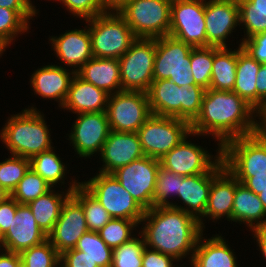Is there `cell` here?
Instances as JSON below:
<instances>
[{
    "label": "cell",
    "instance_id": "cell-1",
    "mask_svg": "<svg viewBox=\"0 0 266 267\" xmlns=\"http://www.w3.org/2000/svg\"><path fill=\"white\" fill-rule=\"evenodd\" d=\"M255 113L258 117V112L235 92L207 89L200 114L190 124L191 132L194 136L210 134L218 139V147H222L231 139L261 130V123L254 119Z\"/></svg>",
    "mask_w": 266,
    "mask_h": 267
},
{
    "label": "cell",
    "instance_id": "cell-2",
    "mask_svg": "<svg viewBox=\"0 0 266 267\" xmlns=\"http://www.w3.org/2000/svg\"><path fill=\"white\" fill-rule=\"evenodd\" d=\"M143 237L145 246L174 257L177 261L191 252V259L203 230L197 218L183 210L152 207L144 212ZM147 223V224H146Z\"/></svg>",
    "mask_w": 266,
    "mask_h": 267
},
{
    "label": "cell",
    "instance_id": "cell-3",
    "mask_svg": "<svg viewBox=\"0 0 266 267\" xmlns=\"http://www.w3.org/2000/svg\"><path fill=\"white\" fill-rule=\"evenodd\" d=\"M42 115L36 108L31 107L7 120L1 130L0 139L11 155L31 159L54 148L51 146V135Z\"/></svg>",
    "mask_w": 266,
    "mask_h": 267
},
{
    "label": "cell",
    "instance_id": "cell-4",
    "mask_svg": "<svg viewBox=\"0 0 266 267\" xmlns=\"http://www.w3.org/2000/svg\"><path fill=\"white\" fill-rule=\"evenodd\" d=\"M205 91L199 85L179 87L169 79H161L153 81L146 93L152 114L191 124L200 114Z\"/></svg>",
    "mask_w": 266,
    "mask_h": 267
},
{
    "label": "cell",
    "instance_id": "cell-5",
    "mask_svg": "<svg viewBox=\"0 0 266 267\" xmlns=\"http://www.w3.org/2000/svg\"><path fill=\"white\" fill-rule=\"evenodd\" d=\"M85 21L90 23L88 28L93 57L119 59L137 39L117 11H107Z\"/></svg>",
    "mask_w": 266,
    "mask_h": 267
},
{
    "label": "cell",
    "instance_id": "cell-6",
    "mask_svg": "<svg viewBox=\"0 0 266 267\" xmlns=\"http://www.w3.org/2000/svg\"><path fill=\"white\" fill-rule=\"evenodd\" d=\"M222 159L234 177L266 174V133L260 130L227 141L222 146Z\"/></svg>",
    "mask_w": 266,
    "mask_h": 267
},
{
    "label": "cell",
    "instance_id": "cell-7",
    "mask_svg": "<svg viewBox=\"0 0 266 267\" xmlns=\"http://www.w3.org/2000/svg\"><path fill=\"white\" fill-rule=\"evenodd\" d=\"M171 0H128L117 12L137 38H160L169 34Z\"/></svg>",
    "mask_w": 266,
    "mask_h": 267
},
{
    "label": "cell",
    "instance_id": "cell-8",
    "mask_svg": "<svg viewBox=\"0 0 266 267\" xmlns=\"http://www.w3.org/2000/svg\"><path fill=\"white\" fill-rule=\"evenodd\" d=\"M192 49L193 46L169 35L156 38L153 81L169 79L179 87L195 85L190 71Z\"/></svg>",
    "mask_w": 266,
    "mask_h": 267
},
{
    "label": "cell",
    "instance_id": "cell-9",
    "mask_svg": "<svg viewBox=\"0 0 266 267\" xmlns=\"http://www.w3.org/2000/svg\"><path fill=\"white\" fill-rule=\"evenodd\" d=\"M137 134L144 155L160 160L192 132L186 120L152 114Z\"/></svg>",
    "mask_w": 266,
    "mask_h": 267
},
{
    "label": "cell",
    "instance_id": "cell-10",
    "mask_svg": "<svg viewBox=\"0 0 266 267\" xmlns=\"http://www.w3.org/2000/svg\"><path fill=\"white\" fill-rule=\"evenodd\" d=\"M80 184L99 201L112 218L141 223L145 210L113 174L99 172L89 181Z\"/></svg>",
    "mask_w": 266,
    "mask_h": 267
},
{
    "label": "cell",
    "instance_id": "cell-11",
    "mask_svg": "<svg viewBox=\"0 0 266 267\" xmlns=\"http://www.w3.org/2000/svg\"><path fill=\"white\" fill-rule=\"evenodd\" d=\"M155 38H137L119 58L122 91L147 92L153 82Z\"/></svg>",
    "mask_w": 266,
    "mask_h": 267
},
{
    "label": "cell",
    "instance_id": "cell-12",
    "mask_svg": "<svg viewBox=\"0 0 266 267\" xmlns=\"http://www.w3.org/2000/svg\"><path fill=\"white\" fill-rule=\"evenodd\" d=\"M106 114L112 131L137 132L152 115L147 93L121 91L109 95Z\"/></svg>",
    "mask_w": 266,
    "mask_h": 267
},
{
    "label": "cell",
    "instance_id": "cell-13",
    "mask_svg": "<svg viewBox=\"0 0 266 267\" xmlns=\"http://www.w3.org/2000/svg\"><path fill=\"white\" fill-rule=\"evenodd\" d=\"M205 28V0L172 1L169 36L193 47H207Z\"/></svg>",
    "mask_w": 266,
    "mask_h": 267
},
{
    "label": "cell",
    "instance_id": "cell-14",
    "mask_svg": "<svg viewBox=\"0 0 266 267\" xmlns=\"http://www.w3.org/2000/svg\"><path fill=\"white\" fill-rule=\"evenodd\" d=\"M159 168L158 159L143 156L112 174L146 211L153 207V194Z\"/></svg>",
    "mask_w": 266,
    "mask_h": 267
},
{
    "label": "cell",
    "instance_id": "cell-15",
    "mask_svg": "<svg viewBox=\"0 0 266 267\" xmlns=\"http://www.w3.org/2000/svg\"><path fill=\"white\" fill-rule=\"evenodd\" d=\"M186 139L187 137L159 160L160 167L180 176H193L208 173L222 159V147L218 148L212 161L213 156L204 148Z\"/></svg>",
    "mask_w": 266,
    "mask_h": 267
},
{
    "label": "cell",
    "instance_id": "cell-16",
    "mask_svg": "<svg viewBox=\"0 0 266 267\" xmlns=\"http://www.w3.org/2000/svg\"><path fill=\"white\" fill-rule=\"evenodd\" d=\"M69 134L72 146L80 157H90L102 150L111 131L106 112L80 113Z\"/></svg>",
    "mask_w": 266,
    "mask_h": 267
},
{
    "label": "cell",
    "instance_id": "cell-17",
    "mask_svg": "<svg viewBox=\"0 0 266 267\" xmlns=\"http://www.w3.org/2000/svg\"><path fill=\"white\" fill-rule=\"evenodd\" d=\"M86 218L81 204L70 195L64 202L60 217L47 239L59 254L76 247L79 238L88 232Z\"/></svg>",
    "mask_w": 266,
    "mask_h": 267
},
{
    "label": "cell",
    "instance_id": "cell-18",
    "mask_svg": "<svg viewBox=\"0 0 266 267\" xmlns=\"http://www.w3.org/2000/svg\"><path fill=\"white\" fill-rule=\"evenodd\" d=\"M225 168L223 159H221L208 173L197 174L193 176H183L180 182L178 197L184 204L178 206L171 204L170 207L183 210L184 212L197 218L203 229V221L201 217L207 207L209 191L212 185V180ZM187 205V206H186ZM186 206V207H185Z\"/></svg>",
    "mask_w": 266,
    "mask_h": 267
},
{
    "label": "cell",
    "instance_id": "cell-19",
    "mask_svg": "<svg viewBox=\"0 0 266 267\" xmlns=\"http://www.w3.org/2000/svg\"><path fill=\"white\" fill-rule=\"evenodd\" d=\"M239 24L237 0H205L207 46L227 47L225 39Z\"/></svg>",
    "mask_w": 266,
    "mask_h": 267
},
{
    "label": "cell",
    "instance_id": "cell-20",
    "mask_svg": "<svg viewBox=\"0 0 266 267\" xmlns=\"http://www.w3.org/2000/svg\"><path fill=\"white\" fill-rule=\"evenodd\" d=\"M47 235L38 226L27 204H19L9 229L3 235L4 251L20 253L25 249L41 244Z\"/></svg>",
    "mask_w": 266,
    "mask_h": 267
},
{
    "label": "cell",
    "instance_id": "cell-21",
    "mask_svg": "<svg viewBox=\"0 0 266 267\" xmlns=\"http://www.w3.org/2000/svg\"><path fill=\"white\" fill-rule=\"evenodd\" d=\"M104 163L99 172L112 174L144 155L137 132L110 131L99 153Z\"/></svg>",
    "mask_w": 266,
    "mask_h": 267
},
{
    "label": "cell",
    "instance_id": "cell-22",
    "mask_svg": "<svg viewBox=\"0 0 266 267\" xmlns=\"http://www.w3.org/2000/svg\"><path fill=\"white\" fill-rule=\"evenodd\" d=\"M85 27L86 29H75L65 32L59 37L52 36L50 38L57 57H59L62 63L67 64V66L74 67V71H78V69L93 57L89 28L87 29V26ZM76 67L77 69H75Z\"/></svg>",
    "mask_w": 266,
    "mask_h": 267
},
{
    "label": "cell",
    "instance_id": "cell-23",
    "mask_svg": "<svg viewBox=\"0 0 266 267\" xmlns=\"http://www.w3.org/2000/svg\"><path fill=\"white\" fill-rule=\"evenodd\" d=\"M67 71L62 66L52 64L37 69L30 80L36 95L59 100V107H62L67 98L72 78L76 74L73 69L70 73Z\"/></svg>",
    "mask_w": 266,
    "mask_h": 267
},
{
    "label": "cell",
    "instance_id": "cell-24",
    "mask_svg": "<svg viewBox=\"0 0 266 267\" xmlns=\"http://www.w3.org/2000/svg\"><path fill=\"white\" fill-rule=\"evenodd\" d=\"M108 97L109 94L104 90L75 74L62 108L69 109L75 114L106 112Z\"/></svg>",
    "mask_w": 266,
    "mask_h": 267
},
{
    "label": "cell",
    "instance_id": "cell-25",
    "mask_svg": "<svg viewBox=\"0 0 266 267\" xmlns=\"http://www.w3.org/2000/svg\"><path fill=\"white\" fill-rule=\"evenodd\" d=\"M76 74L109 95L122 91L119 59L92 57Z\"/></svg>",
    "mask_w": 266,
    "mask_h": 267
},
{
    "label": "cell",
    "instance_id": "cell-26",
    "mask_svg": "<svg viewBox=\"0 0 266 267\" xmlns=\"http://www.w3.org/2000/svg\"><path fill=\"white\" fill-rule=\"evenodd\" d=\"M236 188V178L225 167L213 180L208 203L202 218L220 219L226 216L232 221V207Z\"/></svg>",
    "mask_w": 266,
    "mask_h": 267
},
{
    "label": "cell",
    "instance_id": "cell-27",
    "mask_svg": "<svg viewBox=\"0 0 266 267\" xmlns=\"http://www.w3.org/2000/svg\"><path fill=\"white\" fill-rule=\"evenodd\" d=\"M235 259L233 250L221 236L203 239L201 235L190 261L192 267H238Z\"/></svg>",
    "mask_w": 266,
    "mask_h": 267
},
{
    "label": "cell",
    "instance_id": "cell-28",
    "mask_svg": "<svg viewBox=\"0 0 266 267\" xmlns=\"http://www.w3.org/2000/svg\"><path fill=\"white\" fill-rule=\"evenodd\" d=\"M264 217H266V211L259 196L236 179L232 221L245 222L251 230H254L266 224Z\"/></svg>",
    "mask_w": 266,
    "mask_h": 267
},
{
    "label": "cell",
    "instance_id": "cell-29",
    "mask_svg": "<svg viewBox=\"0 0 266 267\" xmlns=\"http://www.w3.org/2000/svg\"><path fill=\"white\" fill-rule=\"evenodd\" d=\"M80 184V182L71 183L70 188L65 194L55 193L53 188L37 199L29 202L27 205L34 215L38 226L48 235L60 217L61 209L64 202L72 194V191ZM64 197H63V196Z\"/></svg>",
    "mask_w": 266,
    "mask_h": 267
},
{
    "label": "cell",
    "instance_id": "cell-30",
    "mask_svg": "<svg viewBox=\"0 0 266 267\" xmlns=\"http://www.w3.org/2000/svg\"><path fill=\"white\" fill-rule=\"evenodd\" d=\"M261 64L239 45L233 92L256 110V80Z\"/></svg>",
    "mask_w": 266,
    "mask_h": 267
},
{
    "label": "cell",
    "instance_id": "cell-31",
    "mask_svg": "<svg viewBox=\"0 0 266 267\" xmlns=\"http://www.w3.org/2000/svg\"><path fill=\"white\" fill-rule=\"evenodd\" d=\"M238 50L213 46V64L210 88L218 91H233L236 80Z\"/></svg>",
    "mask_w": 266,
    "mask_h": 267
},
{
    "label": "cell",
    "instance_id": "cell-32",
    "mask_svg": "<svg viewBox=\"0 0 266 267\" xmlns=\"http://www.w3.org/2000/svg\"><path fill=\"white\" fill-rule=\"evenodd\" d=\"M82 206L89 231L98 232L112 217L81 184L71 194Z\"/></svg>",
    "mask_w": 266,
    "mask_h": 267
},
{
    "label": "cell",
    "instance_id": "cell-33",
    "mask_svg": "<svg viewBox=\"0 0 266 267\" xmlns=\"http://www.w3.org/2000/svg\"><path fill=\"white\" fill-rule=\"evenodd\" d=\"M240 25H244L246 38L266 31V0H237Z\"/></svg>",
    "mask_w": 266,
    "mask_h": 267
},
{
    "label": "cell",
    "instance_id": "cell-34",
    "mask_svg": "<svg viewBox=\"0 0 266 267\" xmlns=\"http://www.w3.org/2000/svg\"><path fill=\"white\" fill-rule=\"evenodd\" d=\"M53 149L41 152L30 159V167L52 187L65 177L66 166Z\"/></svg>",
    "mask_w": 266,
    "mask_h": 267
},
{
    "label": "cell",
    "instance_id": "cell-35",
    "mask_svg": "<svg viewBox=\"0 0 266 267\" xmlns=\"http://www.w3.org/2000/svg\"><path fill=\"white\" fill-rule=\"evenodd\" d=\"M36 14L35 11H14L0 7V40L9 46L19 33L27 32L28 20Z\"/></svg>",
    "mask_w": 266,
    "mask_h": 267
},
{
    "label": "cell",
    "instance_id": "cell-36",
    "mask_svg": "<svg viewBox=\"0 0 266 267\" xmlns=\"http://www.w3.org/2000/svg\"><path fill=\"white\" fill-rule=\"evenodd\" d=\"M75 249L85 252L98 267H111L113 249H111L100 237L98 232L88 231L83 234Z\"/></svg>",
    "mask_w": 266,
    "mask_h": 267
},
{
    "label": "cell",
    "instance_id": "cell-37",
    "mask_svg": "<svg viewBox=\"0 0 266 267\" xmlns=\"http://www.w3.org/2000/svg\"><path fill=\"white\" fill-rule=\"evenodd\" d=\"M52 188L49 183L30 167L25 176L19 181L15 190L11 193V196L19 204H28Z\"/></svg>",
    "mask_w": 266,
    "mask_h": 267
},
{
    "label": "cell",
    "instance_id": "cell-38",
    "mask_svg": "<svg viewBox=\"0 0 266 267\" xmlns=\"http://www.w3.org/2000/svg\"><path fill=\"white\" fill-rule=\"evenodd\" d=\"M213 64V46L193 47L190 53L191 73L195 85L210 88Z\"/></svg>",
    "mask_w": 266,
    "mask_h": 267
},
{
    "label": "cell",
    "instance_id": "cell-39",
    "mask_svg": "<svg viewBox=\"0 0 266 267\" xmlns=\"http://www.w3.org/2000/svg\"><path fill=\"white\" fill-rule=\"evenodd\" d=\"M137 226L138 223L133 220L112 218L98 233L111 249H115L134 238L131 231Z\"/></svg>",
    "mask_w": 266,
    "mask_h": 267
},
{
    "label": "cell",
    "instance_id": "cell-40",
    "mask_svg": "<svg viewBox=\"0 0 266 267\" xmlns=\"http://www.w3.org/2000/svg\"><path fill=\"white\" fill-rule=\"evenodd\" d=\"M19 255L27 267H58L61 265L60 254L48 239L39 245L23 250Z\"/></svg>",
    "mask_w": 266,
    "mask_h": 267
},
{
    "label": "cell",
    "instance_id": "cell-41",
    "mask_svg": "<svg viewBox=\"0 0 266 267\" xmlns=\"http://www.w3.org/2000/svg\"><path fill=\"white\" fill-rule=\"evenodd\" d=\"M182 180L183 176L160 167L157 172L153 194V207L171 206L172 202H169L167 198L171 195L177 196L178 198V191Z\"/></svg>",
    "mask_w": 266,
    "mask_h": 267
},
{
    "label": "cell",
    "instance_id": "cell-42",
    "mask_svg": "<svg viewBox=\"0 0 266 267\" xmlns=\"http://www.w3.org/2000/svg\"><path fill=\"white\" fill-rule=\"evenodd\" d=\"M30 168V159L12 155L0 162V185L10 194Z\"/></svg>",
    "mask_w": 266,
    "mask_h": 267
},
{
    "label": "cell",
    "instance_id": "cell-43",
    "mask_svg": "<svg viewBox=\"0 0 266 267\" xmlns=\"http://www.w3.org/2000/svg\"><path fill=\"white\" fill-rule=\"evenodd\" d=\"M144 239L134 237L130 241L113 249L111 267H142Z\"/></svg>",
    "mask_w": 266,
    "mask_h": 267
},
{
    "label": "cell",
    "instance_id": "cell-44",
    "mask_svg": "<svg viewBox=\"0 0 266 267\" xmlns=\"http://www.w3.org/2000/svg\"><path fill=\"white\" fill-rule=\"evenodd\" d=\"M74 15L84 20L107 12L99 0H58Z\"/></svg>",
    "mask_w": 266,
    "mask_h": 267
},
{
    "label": "cell",
    "instance_id": "cell-45",
    "mask_svg": "<svg viewBox=\"0 0 266 267\" xmlns=\"http://www.w3.org/2000/svg\"><path fill=\"white\" fill-rule=\"evenodd\" d=\"M240 45L244 51L260 64L266 63V31L244 39Z\"/></svg>",
    "mask_w": 266,
    "mask_h": 267
},
{
    "label": "cell",
    "instance_id": "cell-46",
    "mask_svg": "<svg viewBox=\"0 0 266 267\" xmlns=\"http://www.w3.org/2000/svg\"><path fill=\"white\" fill-rule=\"evenodd\" d=\"M60 262H64L59 267H98L93 260L75 248L64 251L60 254Z\"/></svg>",
    "mask_w": 266,
    "mask_h": 267
},
{
    "label": "cell",
    "instance_id": "cell-47",
    "mask_svg": "<svg viewBox=\"0 0 266 267\" xmlns=\"http://www.w3.org/2000/svg\"><path fill=\"white\" fill-rule=\"evenodd\" d=\"M176 259L170 255L149 249L145 246L142 256V267H174Z\"/></svg>",
    "mask_w": 266,
    "mask_h": 267
},
{
    "label": "cell",
    "instance_id": "cell-48",
    "mask_svg": "<svg viewBox=\"0 0 266 267\" xmlns=\"http://www.w3.org/2000/svg\"><path fill=\"white\" fill-rule=\"evenodd\" d=\"M18 205L19 203L12 196L0 203V233L2 236L9 229Z\"/></svg>",
    "mask_w": 266,
    "mask_h": 267
},
{
    "label": "cell",
    "instance_id": "cell-49",
    "mask_svg": "<svg viewBox=\"0 0 266 267\" xmlns=\"http://www.w3.org/2000/svg\"><path fill=\"white\" fill-rule=\"evenodd\" d=\"M266 105V63L261 64L256 80V111L258 114Z\"/></svg>",
    "mask_w": 266,
    "mask_h": 267
},
{
    "label": "cell",
    "instance_id": "cell-50",
    "mask_svg": "<svg viewBox=\"0 0 266 267\" xmlns=\"http://www.w3.org/2000/svg\"><path fill=\"white\" fill-rule=\"evenodd\" d=\"M235 178L257 195L261 193L262 189L266 188V174Z\"/></svg>",
    "mask_w": 266,
    "mask_h": 267
},
{
    "label": "cell",
    "instance_id": "cell-51",
    "mask_svg": "<svg viewBox=\"0 0 266 267\" xmlns=\"http://www.w3.org/2000/svg\"><path fill=\"white\" fill-rule=\"evenodd\" d=\"M0 7L14 11H34L26 0H0Z\"/></svg>",
    "mask_w": 266,
    "mask_h": 267
},
{
    "label": "cell",
    "instance_id": "cell-52",
    "mask_svg": "<svg viewBox=\"0 0 266 267\" xmlns=\"http://www.w3.org/2000/svg\"><path fill=\"white\" fill-rule=\"evenodd\" d=\"M20 261L19 253L5 251L0 254V267H16Z\"/></svg>",
    "mask_w": 266,
    "mask_h": 267
},
{
    "label": "cell",
    "instance_id": "cell-53",
    "mask_svg": "<svg viewBox=\"0 0 266 267\" xmlns=\"http://www.w3.org/2000/svg\"><path fill=\"white\" fill-rule=\"evenodd\" d=\"M254 232V236L258 243V246L261 250L263 257L266 259V224L252 230Z\"/></svg>",
    "mask_w": 266,
    "mask_h": 267
},
{
    "label": "cell",
    "instance_id": "cell-54",
    "mask_svg": "<svg viewBox=\"0 0 266 267\" xmlns=\"http://www.w3.org/2000/svg\"><path fill=\"white\" fill-rule=\"evenodd\" d=\"M106 11H118L128 0H99Z\"/></svg>",
    "mask_w": 266,
    "mask_h": 267
},
{
    "label": "cell",
    "instance_id": "cell-55",
    "mask_svg": "<svg viewBox=\"0 0 266 267\" xmlns=\"http://www.w3.org/2000/svg\"><path fill=\"white\" fill-rule=\"evenodd\" d=\"M11 194L0 185V203L5 201Z\"/></svg>",
    "mask_w": 266,
    "mask_h": 267
},
{
    "label": "cell",
    "instance_id": "cell-56",
    "mask_svg": "<svg viewBox=\"0 0 266 267\" xmlns=\"http://www.w3.org/2000/svg\"><path fill=\"white\" fill-rule=\"evenodd\" d=\"M260 200L262 201L263 207L266 211V188L262 189L261 193L258 194Z\"/></svg>",
    "mask_w": 266,
    "mask_h": 267
},
{
    "label": "cell",
    "instance_id": "cell-57",
    "mask_svg": "<svg viewBox=\"0 0 266 267\" xmlns=\"http://www.w3.org/2000/svg\"><path fill=\"white\" fill-rule=\"evenodd\" d=\"M261 121V130L266 133V116Z\"/></svg>",
    "mask_w": 266,
    "mask_h": 267
},
{
    "label": "cell",
    "instance_id": "cell-58",
    "mask_svg": "<svg viewBox=\"0 0 266 267\" xmlns=\"http://www.w3.org/2000/svg\"><path fill=\"white\" fill-rule=\"evenodd\" d=\"M5 48H7V45L0 40V55L5 51Z\"/></svg>",
    "mask_w": 266,
    "mask_h": 267
},
{
    "label": "cell",
    "instance_id": "cell-59",
    "mask_svg": "<svg viewBox=\"0 0 266 267\" xmlns=\"http://www.w3.org/2000/svg\"><path fill=\"white\" fill-rule=\"evenodd\" d=\"M258 115L260 117V120H262L266 116V105L265 108Z\"/></svg>",
    "mask_w": 266,
    "mask_h": 267
},
{
    "label": "cell",
    "instance_id": "cell-60",
    "mask_svg": "<svg viewBox=\"0 0 266 267\" xmlns=\"http://www.w3.org/2000/svg\"><path fill=\"white\" fill-rule=\"evenodd\" d=\"M27 1V3H28V5L36 12V13H38L37 11H36V6H33L32 5V2L30 1V0H26Z\"/></svg>",
    "mask_w": 266,
    "mask_h": 267
},
{
    "label": "cell",
    "instance_id": "cell-61",
    "mask_svg": "<svg viewBox=\"0 0 266 267\" xmlns=\"http://www.w3.org/2000/svg\"><path fill=\"white\" fill-rule=\"evenodd\" d=\"M2 246H3V236H2V234L0 233V250H2V249H1Z\"/></svg>",
    "mask_w": 266,
    "mask_h": 267
},
{
    "label": "cell",
    "instance_id": "cell-62",
    "mask_svg": "<svg viewBox=\"0 0 266 267\" xmlns=\"http://www.w3.org/2000/svg\"><path fill=\"white\" fill-rule=\"evenodd\" d=\"M16 267H27L22 261H20Z\"/></svg>",
    "mask_w": 266,
    "mask_h": 267
}]
</instances>
